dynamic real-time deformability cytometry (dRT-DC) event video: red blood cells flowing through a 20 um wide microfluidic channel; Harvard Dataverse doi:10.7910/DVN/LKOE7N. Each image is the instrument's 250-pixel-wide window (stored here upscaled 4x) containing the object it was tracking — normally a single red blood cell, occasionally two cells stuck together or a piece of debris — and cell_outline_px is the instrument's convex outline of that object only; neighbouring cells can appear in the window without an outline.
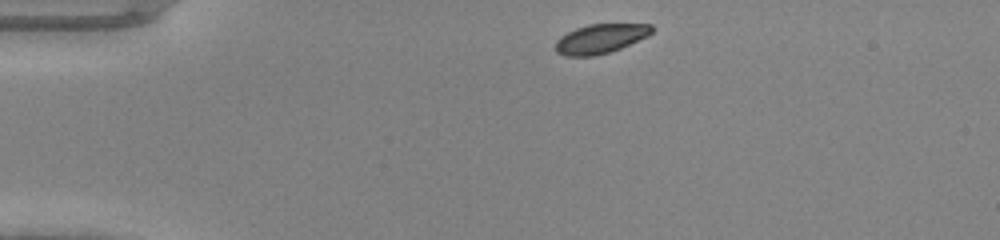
{"species": "common noctule bat (a hibernating species)", "species_latin": "Nyctalus noctula", "temperature_condition": "warm", "stored_images_in_passage": 40, "camera_frame_rate_fps": 3000, "um_per_image_px": 0.085, "animal": {"sex": "male", "body_mass_g": 20.0, "forearm_length_mm": 53.3}, "frame": {"image": 1, "passage_image": 1, "time_ms": 0.0, "image_size_px": [1000, 240], "cell_outline_px": [[652, 32], [648, 36], [620, 48], [608, 52], [592, 56], [564, 56], [556, 52], [556, 40], [560, 36], [576, 28], [588, 24], [652, 24]], "centroid_in_image_um": [51.01, 3.28], "position_along_channel_um": 34.0, "area_um2": 16.36}}
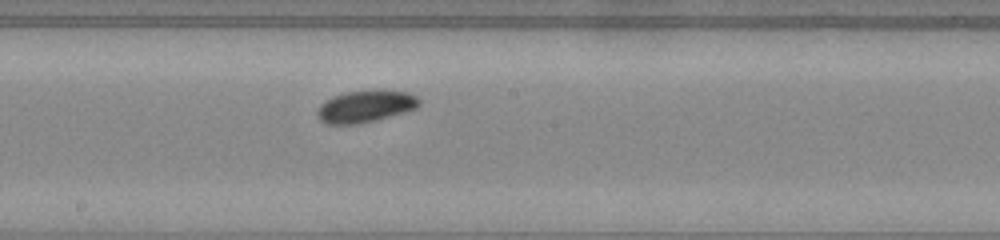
{"frame": {"image": 2, "passage_image": 18, "time_ms": 5.667, "image_size_px": [1000, 240], "cell_outline_px": [[420, 104], [416, 108], [404, 112], [376, 120], [360, 124], [328, 124], [320, 120], [316, 116], [316, 112], [320, 104], [324, 100], [332, 96], [348, 92], [376, 88], [408, 92], [416, 96], [420, 100]], "centroid_in_image_um": [31.05, 9.02], "position_along_channel_um": 217.1, "area_um2": 19.42}}
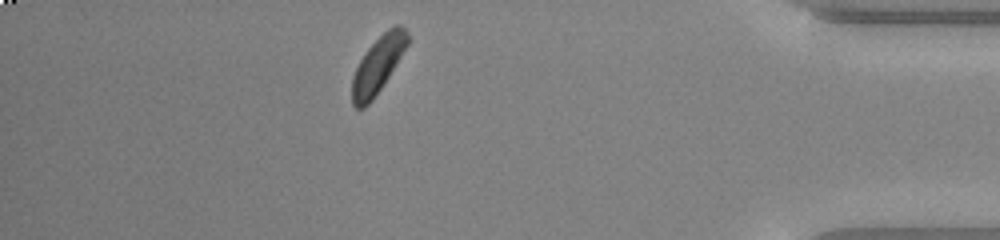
{"frame": {"image": 3, "passage_image": 34, "time_ms": 11.0, "image_size_px": [1000, 240], "cell_outline_px": [[408, 44], [388, 76], [372, 100], [364, 108], [356, 108], [352, 104], [352, 76], [364, 52], [392, 24], [400, 24], [408, 32]], "centroid_in_image_um": [32.11, 5.49], "position_along_channel_um": 403.1, "area_um2": 17.92}}